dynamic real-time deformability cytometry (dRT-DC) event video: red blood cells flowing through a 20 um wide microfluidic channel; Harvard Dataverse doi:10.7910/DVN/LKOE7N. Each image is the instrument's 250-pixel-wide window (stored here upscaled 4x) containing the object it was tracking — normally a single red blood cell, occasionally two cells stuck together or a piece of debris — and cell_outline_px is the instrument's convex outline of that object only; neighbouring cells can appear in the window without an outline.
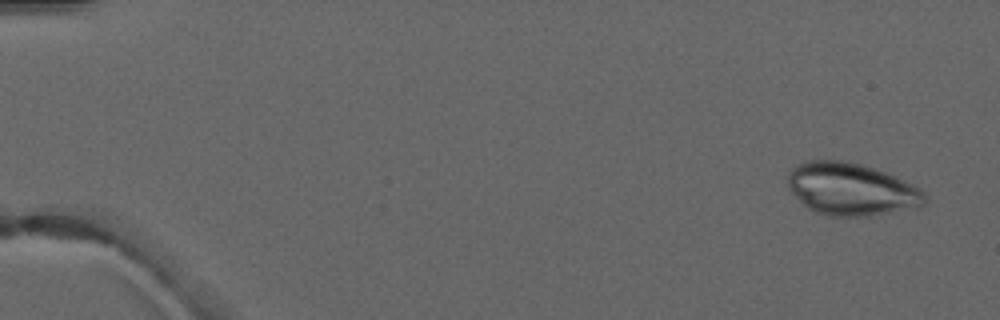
{"species": "common noctule bat (a hibernating species)", "species_latin": "Nyctalus noctula", "temperature_condition": "warm", "stored_images_in_passage": 5, "camera_frame_rate_fps": 3000, "um_per_image_px": 0.085, "animal": {"sex": "male", "forearm_length_mm": 52.5}, "frame": {"image": 1, "passage_image": 1, "time_ms": 0.0, "image_size_px": [1000, 320], "cell_outline_px": [[924, 204], [920, 208], [868, 216], [828, 216], [816, 212], [808, 208], [788, 188], [788, 172], [796, 164], [808, 160], [840, 160], [860, 164], [888, 172], [920, 188], [924, 192]], "centroid_in_image_um": [72.37, 16.08], "position_along_channel_um": 12.6, "area_um2": 42.08}}